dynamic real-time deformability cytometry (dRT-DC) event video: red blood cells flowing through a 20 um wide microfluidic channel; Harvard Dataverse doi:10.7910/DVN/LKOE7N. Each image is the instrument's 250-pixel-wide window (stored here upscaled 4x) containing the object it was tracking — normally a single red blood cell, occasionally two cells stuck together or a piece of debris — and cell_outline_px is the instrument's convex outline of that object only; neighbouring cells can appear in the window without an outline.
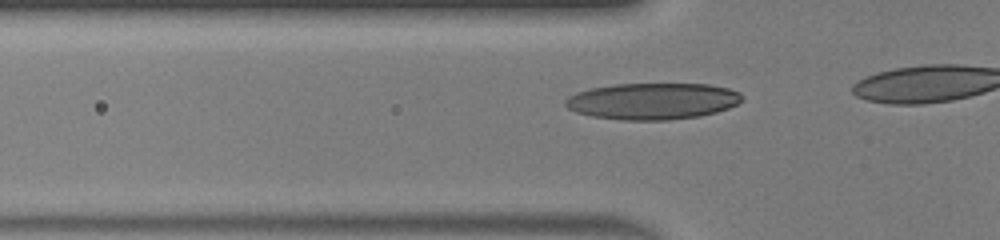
{"species": "human", "species_latin": "Homo sapiens", "temperature_condition": "warm", "stored_images_in_passage": 5, "camera_frame_rate_fps": 3000, "um_per_image_px": 0.085, "donor": {"sex": "male"}, "frame": {"image": 1, "passage_image": 2, "time_ms": 0.333, "image_size_px": [1000, 240], "cell_outline_px": [[744, 100], [728, 108], [716, 112], [700, 116], [668, 120], [620, 120], [592, 116], [576, 112], [568, 108], [564, 104], [564, 100], [568, 96], [576, 92], [588, 88], [616, 84], [708, 84], [728, 88], [740, 92]], "centroid_in_image_um": [55.45, 8.59], "position_along_channel_um": 70.3, "area_um2": 37.8}}